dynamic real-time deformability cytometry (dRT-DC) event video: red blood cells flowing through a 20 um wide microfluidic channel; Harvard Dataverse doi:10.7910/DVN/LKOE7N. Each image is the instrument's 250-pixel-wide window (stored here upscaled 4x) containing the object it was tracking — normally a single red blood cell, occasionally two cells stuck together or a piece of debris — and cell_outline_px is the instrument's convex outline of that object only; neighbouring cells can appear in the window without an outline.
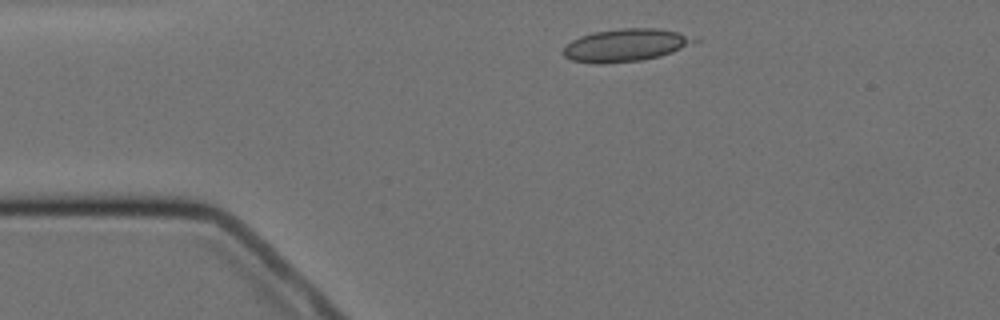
{"species": "Egyptian fruit bat (a non-hibernating species)", "species_latin": "Rousettus aegyptiacus", "temperature_condition": "cold", "stored_images_in_passage": 5, "camera_frame_rate_fps": 3000, "um_per_image_px": 0.085, "animal": {"sex": "female"}, "frame": {"image": 1, "passage_image": 1, "time_ms": 0.0, "image_size_px": [1000, 320], "cell_outline_px": [[700, 40], [672, 52], [660, 56], [640, 60], [604, 64], [596, 64], [572, 60], [564, 56], [560, 52], [572, 40], [580, 36], [596, 32], [620, 28], [656, 28], [700, 36]], "centroid_in_image_um": [53.21, 3.83], "position_along_channel_um": 31.8, "area_um2": 25.09}}
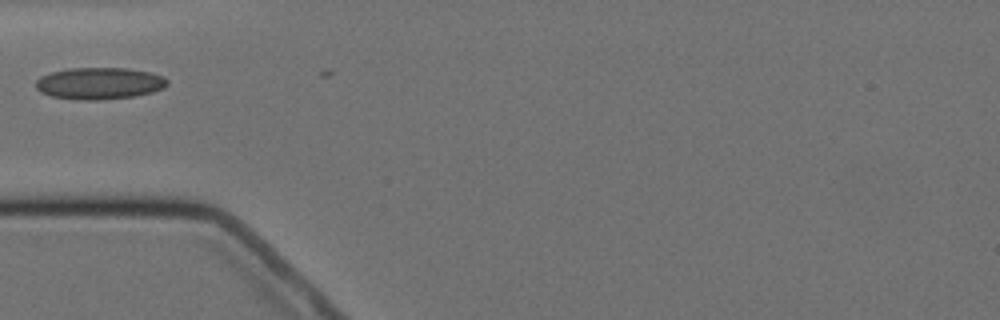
{"frame": {"image": 2, "passage_image": 3, "time_ms": 2.333, "image_size_px": [1000, 320], "cell_outline_px": [[168, 84], [164, 88], [152, 92], [132, 96], [104, 100], [76, 100], [52, 96], [40, 92], [36, 88], [36, 80], [40, 76], [52, 72], [72, 68], [124, 68], [152, 72], [164, 76], [168, 80]], "centroid_in_image_um": [8.46, 7.09], "position_along_channel_um": 76.5, "area_um2": 24.51}}
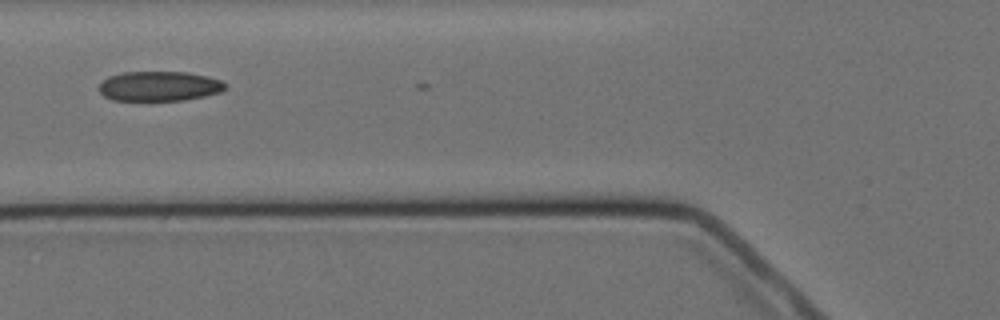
{"frame": {"image": 3, "passage_image": 4, "time_ms": 3.333, "image_size_px": [1000, 320], "cell_outline_px": [[224, 88], [220, 92], [204, 96], [184, 100], [112, 100], [104, 96], [100, 92], [100, 84], [108, 76], [124, 72], [184, 72], [208, 76], [220, 80], [224, 84]], "centroid_in_image_um": [13.51, 7.32], "position_along_channel_um": 112.3, "area_um2": 21.68}}